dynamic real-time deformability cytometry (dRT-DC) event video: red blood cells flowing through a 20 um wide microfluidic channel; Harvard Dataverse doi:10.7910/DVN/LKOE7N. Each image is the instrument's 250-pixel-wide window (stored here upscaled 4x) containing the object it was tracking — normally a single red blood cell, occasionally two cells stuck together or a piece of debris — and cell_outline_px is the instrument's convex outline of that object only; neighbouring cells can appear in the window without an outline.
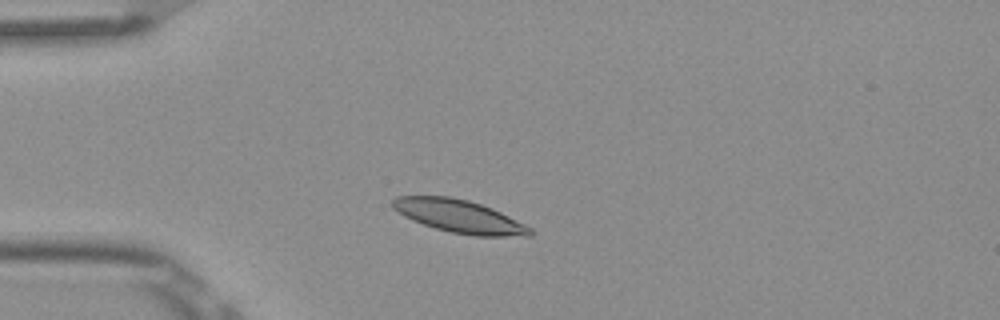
{"species": "Egyptian fruit bat (a non-hibernating species)", "species_latin": "Rousettus aegyptiacus", "temperature_condition": "room temperature", "stored_images_in_passage": 5, "camera_frame_rate_fps": 3000, "um_per_image_px": 0.085, "frame": {"image": 1, "passage_image": 2, "time_ms": 0.333, "image_size_px": [1000, 320], "cell_outline_px": [[536, 232], [532, 236], [476, 236], [452, 232], [436, 228], [412, 220], [404, 216], [392, 208], [392, 200], [396, 196], [452, 196], [468, 200], [492, 208], [532, 228]], "centroid_in_image_um": [39.05, 18.38], "position_along_channel_um": 45.9, "area_um2": 26.3}}
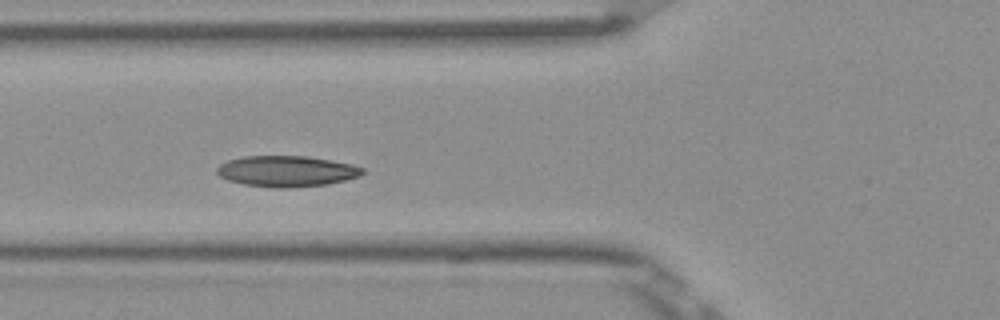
{"frame": {"image": 2, "passage_image": 4, "time_ms": 1.0, "image_size_px": [1000, 320], "cell_outline_px": [[364, 172], [360, 176], [328, 184], [288, 188], [272, 188], [244, 184], [228, 180], [220, 176], [216, 172], [216, 168], [220, 164], [228, 160], [244, 156], [308, 156], [332, 160], [352, 164], [364, 168]], "centroid_in_image_um": [24.37, 14.55], "position_along_channel_um": 101.4, "area_um2": 26.36}}
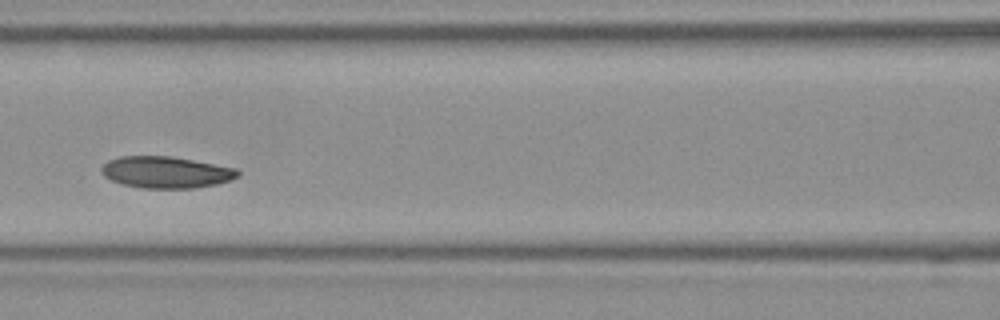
{"frame": {"image": 3, "passage_image": 5, "time_ms": 1.333, "image_size_px": [1000, 320], "cell_outline_px": [[240, 176], [216, 184], [196, 188], [140, 188], [124, 184], [112, 180], [104, 176], [100, 172], [100, 168], [108, 160], [120, 156], [172, 156], [236, 168], [240, 172]], "centroid_in_image_um": [14.1, 14.63], "position_along_channel_um": 152.5, "area_um2": 25.14}}